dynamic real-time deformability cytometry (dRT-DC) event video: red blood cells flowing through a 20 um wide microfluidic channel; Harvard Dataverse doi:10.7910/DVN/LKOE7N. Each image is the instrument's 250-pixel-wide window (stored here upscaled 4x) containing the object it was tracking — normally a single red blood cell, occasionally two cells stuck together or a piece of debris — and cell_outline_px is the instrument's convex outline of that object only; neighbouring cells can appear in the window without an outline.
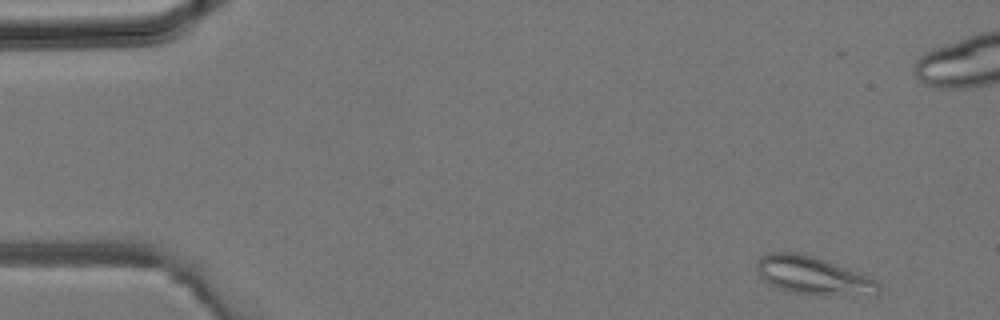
{"species": "common noctule bat (a hibernating species)", "species_latin": "Nyctalus noctula", "temperature_condition": "room temperature", "stored_images_in_passage": 37, "camera_frame_rate_fps": 3000, "um_per_image_px": 0.085, "animal": {"sex": "male", "body_mass_g": 19.2, "forearm_length_mm": 51.8}, "frame": {"image": 1, "passage_image": 2, "time_ms": 0.333, "image_size_px": [1000, 320], "cell_outline_px": [[880, 292], [876, 296], [808, 296], [780, 288], [764, 280], [760, 276], [756, 268], [756, 260], [760, 256], [768, 252], [796, 252], [812, 256], [860, 272], [876, 280], [880, 284]], "centroid_in_image_um": [69.18, 23.46], "position_along_channel_um": 15.8, "area_um2": 27.63}}
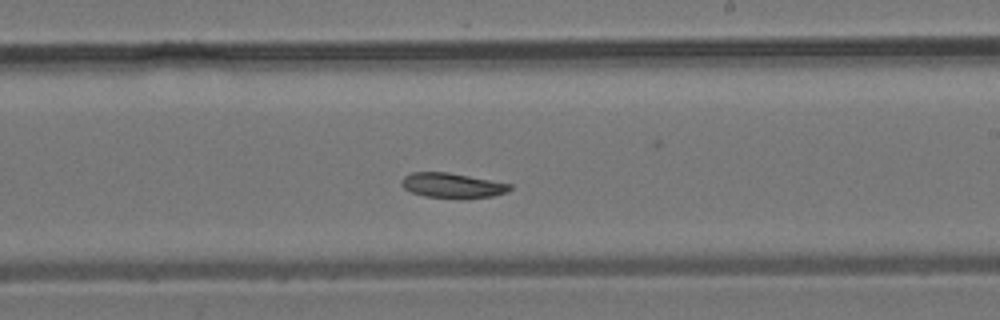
{"frame": {"image": 2, "passage_image": 21, "time_ms": 6.667, "image_size_px": [1000, 320], "cell_outline_px": [[512, 188], [508, 192], [492, 196], [460, 200], [456, 200], [424, 196], [412, 192], [404, 188], [400, 184], [404, 176], [412, 172], [448, 172], [512, 184]], "centroid_in_image_um": [38.46, 15.79], "position_along_channel_um": 250.5, "area_um2": 16.13}}
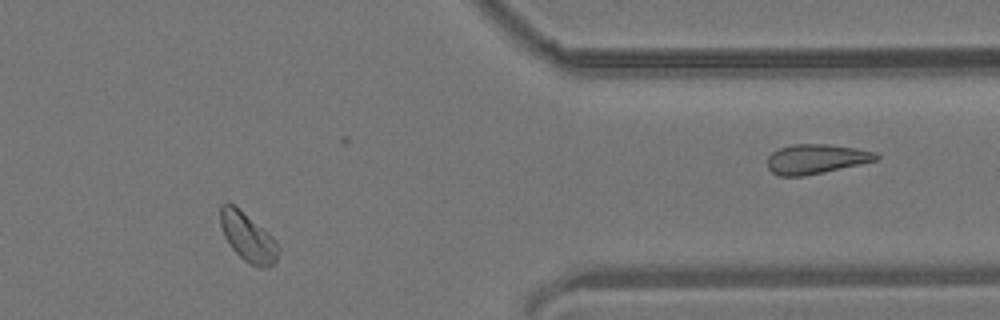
{"frame": {"image": 3, "passage_image": 30, "time_ms": 9.667, "image_size_px": [1000, 320], "cell_outline_px": [[280, 248], [276, 264], [268, 268], [260, 268], [244, 260], [232, 248], [224, 236], [220, 224], [220, 204], [228, 200], [272, 236], [276, 240]], "centroid_in_image_um": [21.08, 20.17], "position_along_channel_um": 390.3, "area_um2": 16.53}}